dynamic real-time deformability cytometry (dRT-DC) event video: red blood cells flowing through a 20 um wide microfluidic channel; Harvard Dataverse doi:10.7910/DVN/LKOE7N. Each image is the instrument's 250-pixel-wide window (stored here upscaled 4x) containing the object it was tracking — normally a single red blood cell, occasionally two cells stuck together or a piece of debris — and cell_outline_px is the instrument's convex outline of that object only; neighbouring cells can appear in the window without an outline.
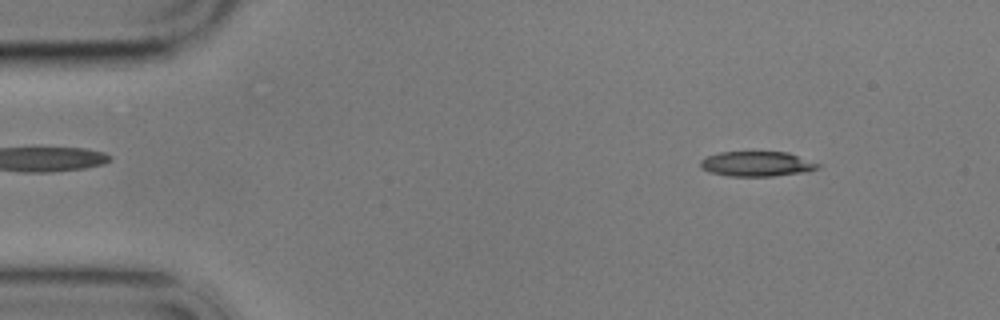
{"species": "common noctule bat (a hibernating species)", "species_latin": "Nyctalus noctula", "temperature_condition": "cold", "stored_images_in_passage": 13, "camera_frame_rate_fps": 3000, "um_per_image_px": 0.085, "animal": {"sex": "male", "body_mass_g": 17.9}, "frame": {"image": 1, "passage_image": 1, "time_ms": 0.0, "image_size_px": [1000, 320], "cell_outline_px": [[820, 168], [808, 172], [772, 176], [728, 176], [708, 172], [700, 168], [700, 160], [708, 156], [720, 152], [788, 152], [820, 164]], "centroid_in_image_um": [64.33, 13.94], "position_along_channel_um": 20.7, "area_um2": 17.22}}
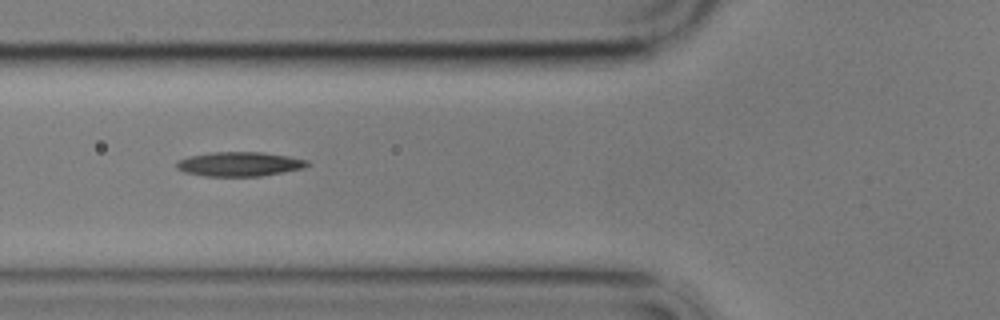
{"frame": {"image": 2, "passage_image": 4, "time_ms": 4.667, "image_size_px": [1000, 320], "cell_outline_px": [[312, 164], [304, 168], [260, 176], [204, 176], [184, 172], [176, 168], [176, 160], [188, 156], [208, 152], [264, 152], [288, 156], [308, 160]], "centroid_in_image_um": [20.33, 13.94], "position_along_channel_um": 105.5, "area_um2": 18.79}}
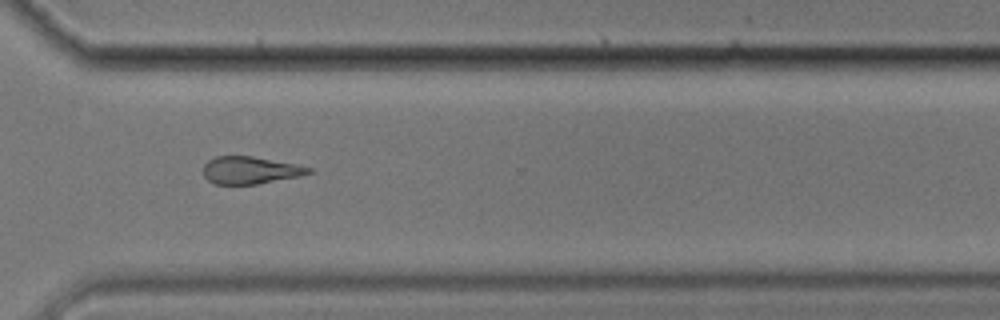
{"frame": {"image": 3, "passage_image": 10, "time_ms": 11.667, "image_size_px": [1000, 320], "cell_outline_px": [[312, 172], [300, 176], [256, 184], [216, 184], [208, 180], [204, 176], [204, 164], [208, 160], [216, 156], [252, 156], [296, 164], [312, 168]], "centroid_in_image_um": [21.26, 14.46], "position_along_channel_um": 349.3, "area_um2": 16.7}, "authors_computed_cell_mechanics": {"area_um2": 17.918, "velocity_mm_per_s": 3.4797, "shape_relaxation_time_tau1_ms": 4.1649, "shape_relaxation_time_tau2_ms": 8.1846, "deformation_change_tau1": 0.1116, "deformation_change_tau2": 0.2159}}